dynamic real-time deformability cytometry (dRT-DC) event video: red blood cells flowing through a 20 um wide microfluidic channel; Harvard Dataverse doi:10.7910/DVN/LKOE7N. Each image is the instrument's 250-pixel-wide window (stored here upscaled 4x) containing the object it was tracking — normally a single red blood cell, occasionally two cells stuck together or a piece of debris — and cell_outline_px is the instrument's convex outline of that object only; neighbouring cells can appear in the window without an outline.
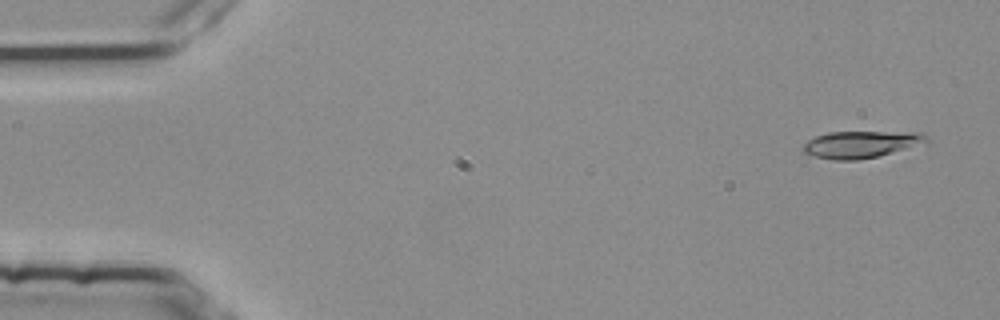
{"species": "common noctule bat (a hibernating species)", "species_latin": "Nyctalus noctula", "temperature_condition": "room temperature", "stored_images_in_passage": 5, "segment_of_instrument_passage": [2, 2], "camera_frame_rate_fps": 3000, "um_per_image_px": 0.085, "animal": {"sex": "female", "body_mass_g": 25.1}, "frame": {"image": 1, "passage_image": 5, "time_ms": 1.333, "image_size_px": [1000, 320], "cell_outline_px": [[928, 140], [904, 148], [876, 156], [856, 160], [832, 160], [816, 156], [804, 152], [804, 144], [808, 140], [816, 136], [828, 132], [924, 132], [928, 136]], "centroid_in_image_um": [73.14, 12.25], "position_along_channel_um": 11.9, "area_um2": 18.79}}